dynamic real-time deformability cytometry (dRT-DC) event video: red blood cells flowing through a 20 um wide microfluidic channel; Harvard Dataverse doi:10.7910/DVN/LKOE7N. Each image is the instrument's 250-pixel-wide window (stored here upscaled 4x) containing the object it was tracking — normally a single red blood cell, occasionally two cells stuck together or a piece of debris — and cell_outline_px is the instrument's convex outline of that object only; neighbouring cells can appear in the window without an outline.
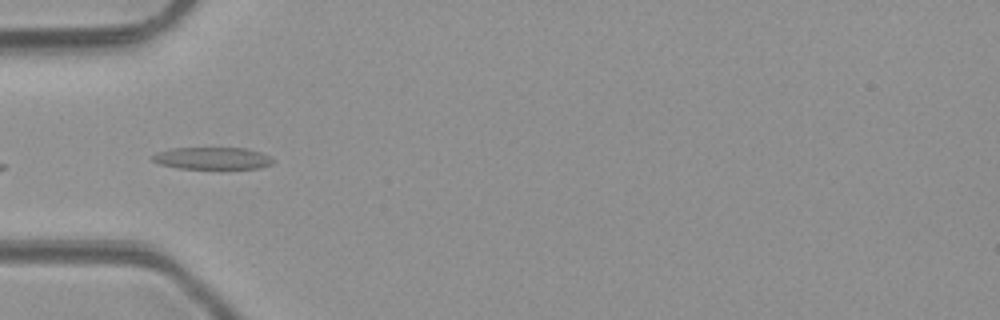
{"species": "common noctule bat (a hibernating species)", "species_latin": "Nyctalus noctula", "temperature_condition": "room temperature", "stored_images_in_passage": 5, "camera_frame_rate_fps": 3000, "um_per_image_px": 0.085, "animal": {"sex": "male", "body_mass_g": 23.1, "forearm_length_mm": 52.7}, "frame": {"image": 1, "passage_image": 3, "time_ms": 3.333, "image_size_px": [1000, 320], "cell_outline_px": [[276, 160], [272, 164], [260, 168], [180, 168], [160, 164], [152, 160], [148, 156], [156, 152], [172, 148], [248, 148], [260, 152]], "centroid_in_image_um": [18.03, 13.44], "position_along_channel_um": 67.0, "area_um2": 15.55}}
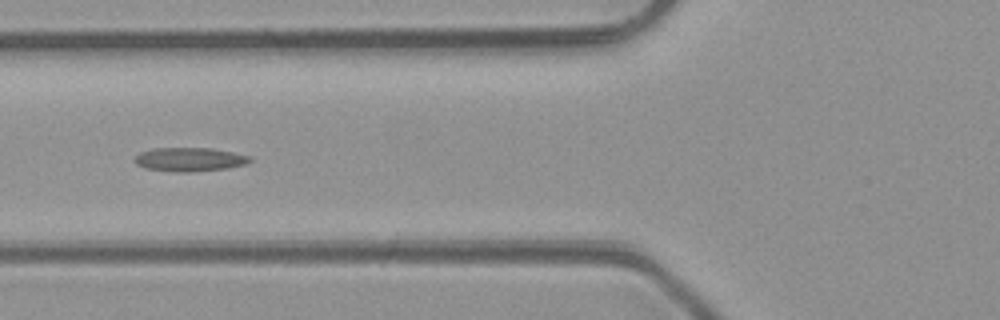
{"frame": {"image": 2, "passage_image": 4, "time_ms": 4.333, "image_size_px": [1000, 320], "cell_outline_px": [[252, 160], [244, 164], [224, 168], [192, 172], [172, 172], [144, 168], [136, 164], [132, 160], [140, 152], [152, 148], [212, 148], [252, 156]], "centroid_in_image_um": [16.06, 13.55], "position_along_channel_um": 109.7, "area_um2": 16.07}}
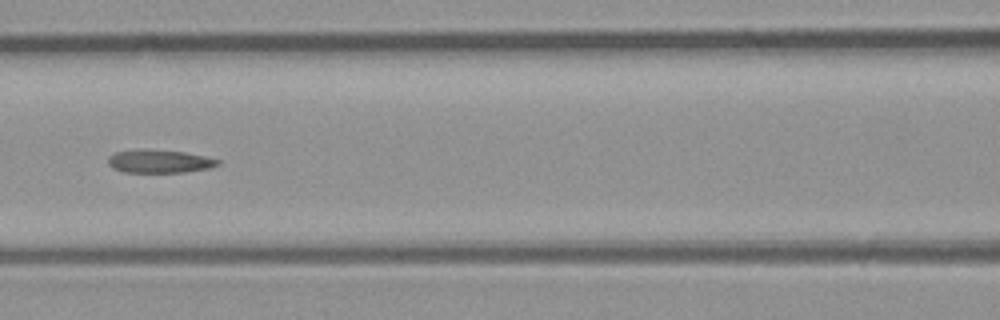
{"frame": {"image": 3, "passage_image": 5, "time_ms": 5.333, "image_size_px": [1000, 320], "cell_outline_px": [[220, 164], [208, 168], [184, 172], [124, 172], [112, 168], [108, 164], [108, 156], [116, 152], [144, 148], [184, 152], [204, 156], [220, 160]], "centroid_in_image_um": [13.52, 13.7], "position_along_channel_um": 153.1, "area_um2": 14.85}}